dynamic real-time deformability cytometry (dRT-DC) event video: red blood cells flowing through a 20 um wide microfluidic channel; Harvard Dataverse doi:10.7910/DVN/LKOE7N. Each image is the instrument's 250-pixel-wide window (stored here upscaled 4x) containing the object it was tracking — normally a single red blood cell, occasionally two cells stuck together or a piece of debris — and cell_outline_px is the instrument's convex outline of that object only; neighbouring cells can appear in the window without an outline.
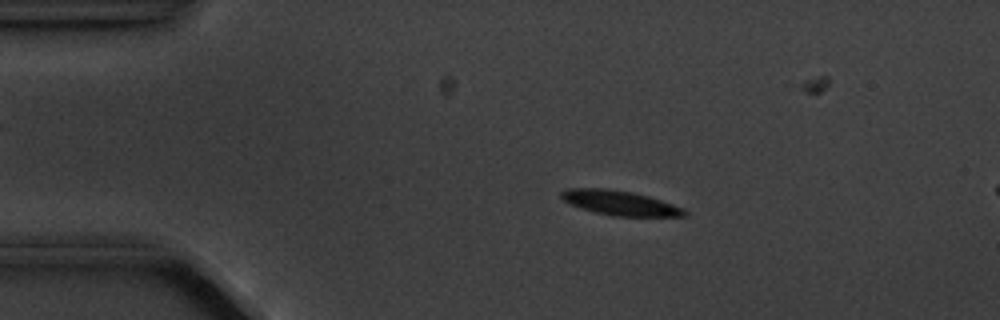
{"species": "common noctule bat (a hibernating species)", "species_latin": "Nyctalus noctula", "temperature_condition": "cold", "stored_images_in_passage": 4, "camera_frame_rate_fps": 3000, "um_per_image_px": 0.085, "animal": {"sex": "male", "body_mass_g": 20.1, "forearm_length_mm": 53.5}, "frame": {"image": 1, "passage_image": 2, "time_ms": 2.0, "image_size_px": [1000, 320], "cell_outline_px": [[688, 216], [612, 216], [580, 208], [568, 204], [560, 196], [560, 192], [568, 188], [608, 188], [632, 192], [648, 196], [684, 208], [688, 212]], "centroid_in_image_um": [52.68, 17.24], "position_along_channel_um": 32.3, "area_um2": 17.74}}